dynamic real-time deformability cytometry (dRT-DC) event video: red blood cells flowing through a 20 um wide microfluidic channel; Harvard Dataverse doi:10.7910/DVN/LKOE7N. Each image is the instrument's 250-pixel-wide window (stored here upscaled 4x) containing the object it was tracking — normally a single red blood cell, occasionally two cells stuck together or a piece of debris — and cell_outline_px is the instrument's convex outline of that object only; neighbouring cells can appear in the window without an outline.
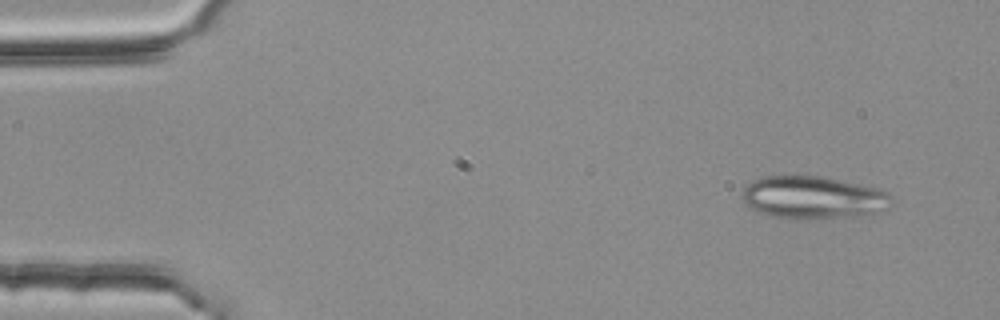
{"species": "common noctule bat (a hibernating species)", "species_latin": "Nyctalus noctula", "temperature_condition": "room temperature", "stored_images_in_passage": 5, "segment_of_instrument_passage": [1, 2], "camera_frame_rate_fps": 3000, "um_per_image_px": 0.085, "animal": {"sex": "female", "body_mass_g": 25.1}, "frame": {"image": 1, "passage_image": 1, "time_ms": 0.0, "image_size_px": [1000, 320], "cell_outline_px": [[892, 200], [888, 208], [880, 212], [852, 216], [772, 216], [760, 212], [744, 204], [744, 188], [752, 180], [764, 176], [820, 176], [876, 188], [888, 192], [892, 196]], "centroid_in_image_um": [69.14, 16.74], "position_along_channel_um": 15.9, "area_um2": 35.78}}